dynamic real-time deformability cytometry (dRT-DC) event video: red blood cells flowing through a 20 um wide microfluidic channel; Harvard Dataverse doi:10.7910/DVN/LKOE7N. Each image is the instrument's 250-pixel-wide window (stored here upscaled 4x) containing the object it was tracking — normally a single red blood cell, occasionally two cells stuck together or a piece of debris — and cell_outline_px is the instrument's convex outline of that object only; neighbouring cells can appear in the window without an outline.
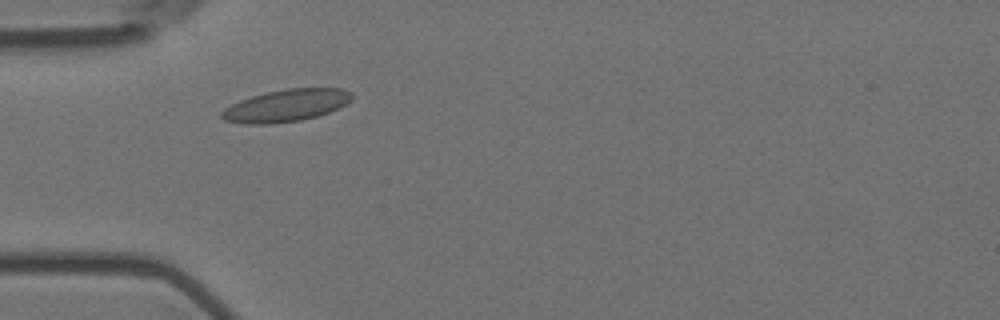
{"species": "Egyptian fruit bat (a non-hibernating species)", "species_latin": "Rousettus aegyptiacus", "temperature_condition": "room temperature", "stored_images_in_passage": 45, "camera_frame_rate_fps": 3000, "um_per_image_px": 0.085, "animal": {"sex": "female"}, "frame": {"image": 1, "passage_image": 7, "time_ms": 2.0, "image_size_px": [1000, 320], "cell_outline_px": [[352, 100], [328, 112], [316, 116], [300, 120], [268, 124], [244, 124], [224, 120], [220, 116], [220, 112], [224, 108], [240, 100], [252, 96], [268, 92], [288, 88], [344, 88], [352, 92]], "centroid_in_image_um": [24.3, 8.97], "position_along_channel_um": 60.7, "area_um2": 24.28}}
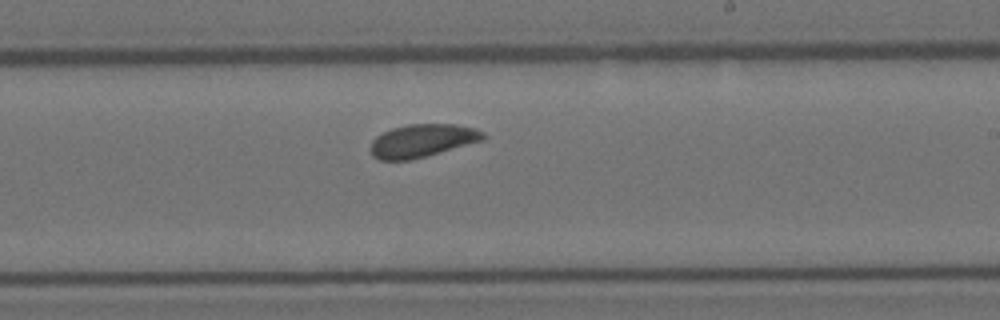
{"frame": {"image": 2, "passage_image": 23, "time_ms": 7.333, "image_size_px": [1000, 320], "cell_outline_px": [[488, 136], [484, 140], [412, 160], [380, 160], [372, 156], [368, 148], [372, 140], [376, 136], [392, 128], [408, 124], [456, 124], [476, 128], [484, 132]], "centroid_in_image_um": [35.89, 11.96], "position_along_channel_um": 253.1, "area_um2": 21.96}}
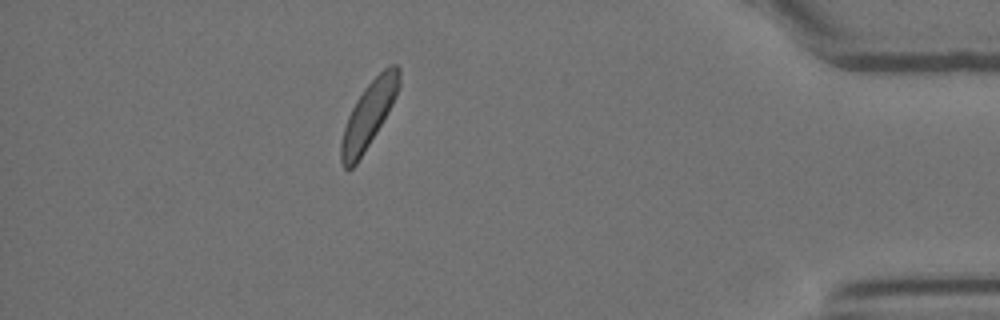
{"frame": {"image": 3, "passage_image": 39, "time_ms": 12.667, "image_size_px": [1000, 320], "cell_outline_px": [[400, 84], [396, 96], [388, 112], [376, 132], [356, 164], [352, 168], [344, 168], [340, 160], [340, 144], [344, 128], [348, 116], [356, 100], [364, 88], [388, 64], [396, 64], [400, 68]], "centroid_in_image_um": [31.34, 9.72], "position_along_channel_um": 403.9, "area_um2": 21.91}}